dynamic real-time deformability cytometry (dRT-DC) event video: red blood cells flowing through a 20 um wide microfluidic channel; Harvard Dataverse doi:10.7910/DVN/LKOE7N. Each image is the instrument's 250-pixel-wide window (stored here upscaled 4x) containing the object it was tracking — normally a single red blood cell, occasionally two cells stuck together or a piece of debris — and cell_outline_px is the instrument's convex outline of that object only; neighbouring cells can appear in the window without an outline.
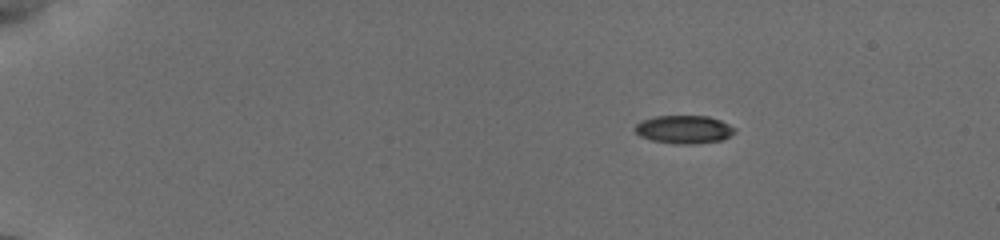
{"species": "common noctule bat (a hibernating species)", "species_latin": "Nyctalus noctula", "temperature_condition": "cold", "stored_images_in_passage": 74, "camera_frame_rate_fps": 3000, "um_per_image_px": 0.085, "animal": {"sex": "female", "body_mass_g": 19.5, "forearm_length_mm": 54.1}, "frame": {"image": 1, "passage_image": 1, "time_ms": 0.0, "image_size_px": [1000, 240], "cell_outline_px": [[736, 132], [720, 140], [692, 144], [672, 144], [652, 140], [640, 136], [636, 132], [636, 124], [644, 120], [656, 116], [708, 116], [720, 120], [736, 128]], "centroid_in_image_um": [58.15, 11.0], "position_along_channel_um": 26.8, "area_um2": 16.18}}
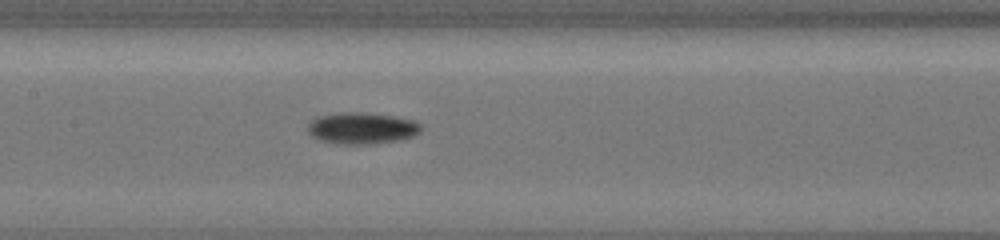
{"frame": {"image": 2, "passage_image": 30, "time_ms": 6.667, "image_size_px": [1000, 240], "cell_outline_px": [[420, 128], [412, 136], [392, 140], [360, 144], [340, 144], [320, 140], [312, 136], [308, 132], [308, 124], [312, 120], [320, 116], [392, 116], [412, 120], [420, 124]], "centroid_in_image_um": [30.71, 10.96], "position_along_channel_um": 176.7, "area_um2": 18.79}}
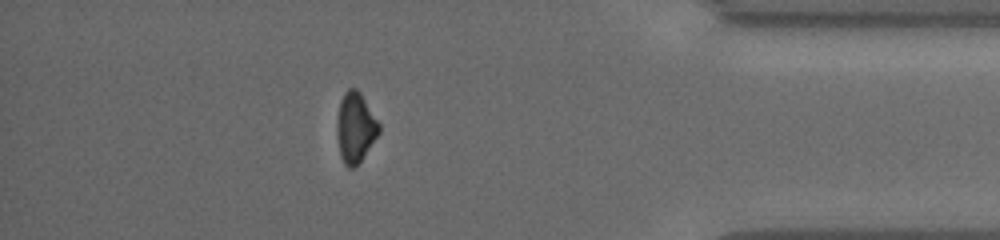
{"frame": {"image": 3, "passage_image": 63, "time_ms": 13.333, "image_size_px": [1000, 240], "cell_outline_px": [[380, 132], [360, 160], [352, 168], [348, 168], [344, 164], [340, 156], [336, 132], [336, 124], [340, 100], [344, 92], [348, 88], [356, 88], [360, 92], [380, 124]], "centroid_in_image_um": [30.18, 10.81], "position_along_channel_um": 405.0, "area_um2": 17.11}, "authors_computed_cell_mechanics": {"area_um2": 18.0914, "velocity_mm_per_s": 3.8481, "shape_relaxation_time_tau1_ms": 2.6534, "shape_relaxation_time_tau2_ms": null, "deformation_change_tau1": 0.1188, "deformation_change_tau2": null}}